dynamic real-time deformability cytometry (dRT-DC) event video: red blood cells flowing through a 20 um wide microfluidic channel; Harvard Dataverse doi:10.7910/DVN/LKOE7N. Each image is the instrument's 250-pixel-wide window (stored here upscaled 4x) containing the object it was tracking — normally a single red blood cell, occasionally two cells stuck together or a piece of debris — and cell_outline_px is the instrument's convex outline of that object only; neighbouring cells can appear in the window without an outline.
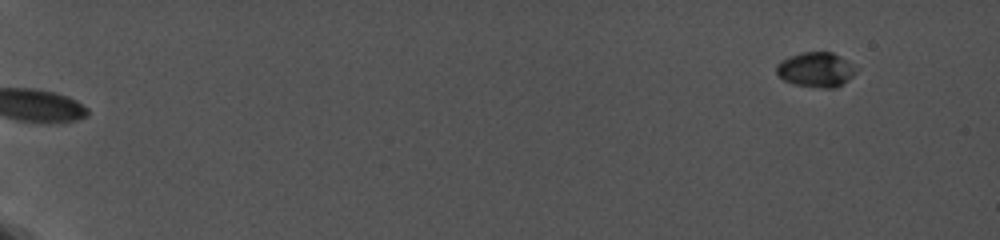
{"species": "common noctule bat (a hibernating species)", "species_latin": "Nyctalus noctula", "temperature_condition": "cold", "stored_images_in_passage": 83, "camera_frame_rate_fps": 5000, "um_per_image_px": 0.085, "animal": {"sex": "female", "body_mass_g": 19.0, "forearm_length_mm": 56.7}, "frame": {"image": 1, "passage_image": 1, "time_ms": 0.0, "image_size_px": [1000, 240], "cell_outline_px": [[852, 76], [836, 88], [824, 88], [796, 84], [784, 80], [776, 72], [776, 64], [780, 60], [788, 56], [800, 52], [832, 52], [840, 56], [844, 60], [852, 72]], "centroid_in_image_um": [69.23, 5.91], "position_along_channel_um": 15.8, "area_um2": 15.55}}
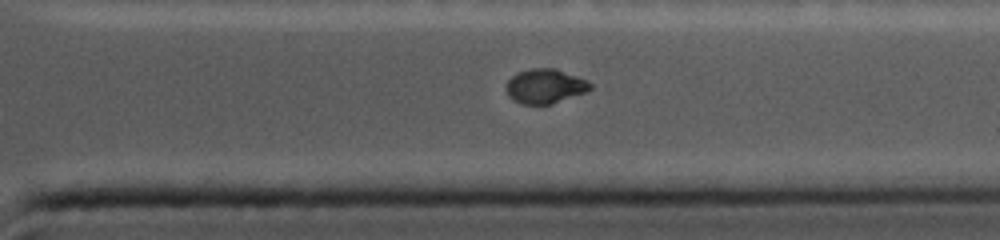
{"frame": {"image": 2, "passage_image": 71, "time_ms": 14.6, "image_size_px": [1000, 240], "cell_outline_px": [[592, 88], [588, 92], [552, 104], [524, 104], [508, 96], [504, 88], [508, 80], [516, 72], [532, 68], [556, 68], [588, 80], [592, 84]], "centroid_in_image_um": [46.36, 7.32], "position_along_channel_um": 365.0, "area_um2": 17.17}}
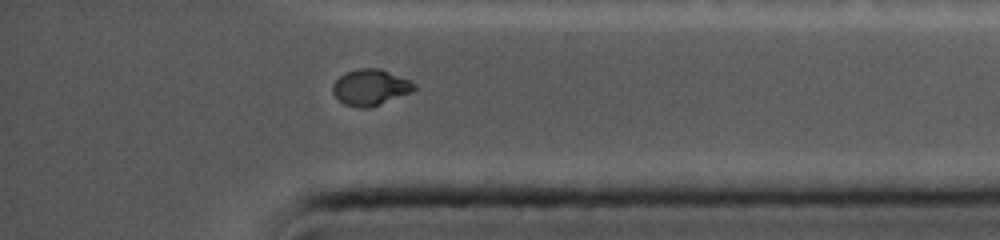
{"frame": {"image": 3, "passage_image": 77, "time_ms": 15.6, "image_size_px": [1000, 240], "cell_outline_px": [[416, 88], [412, 92], [372, 108], [360, 108], [344, 104], [332, 92], [332, 84], [340, 76], [348, 72], [360, 68], [380, 68], [408, 80], [416, 84]], "centroid_in_image_um": [31.49, 7.44], "position_along_channel_um": 403.7, "area_um2": 17.11}, "authors_computed_cell_mechanics": {"area_um2": 17.5134, "velocity_mm_per_s": 3.7629, "shape_relaxation_time_tau1_ms": null, "shape_relaxation_time_tau2_ms": 1.2103, "deformation_change_tau1": null, "deformation_change_tau2": 0.0332}}